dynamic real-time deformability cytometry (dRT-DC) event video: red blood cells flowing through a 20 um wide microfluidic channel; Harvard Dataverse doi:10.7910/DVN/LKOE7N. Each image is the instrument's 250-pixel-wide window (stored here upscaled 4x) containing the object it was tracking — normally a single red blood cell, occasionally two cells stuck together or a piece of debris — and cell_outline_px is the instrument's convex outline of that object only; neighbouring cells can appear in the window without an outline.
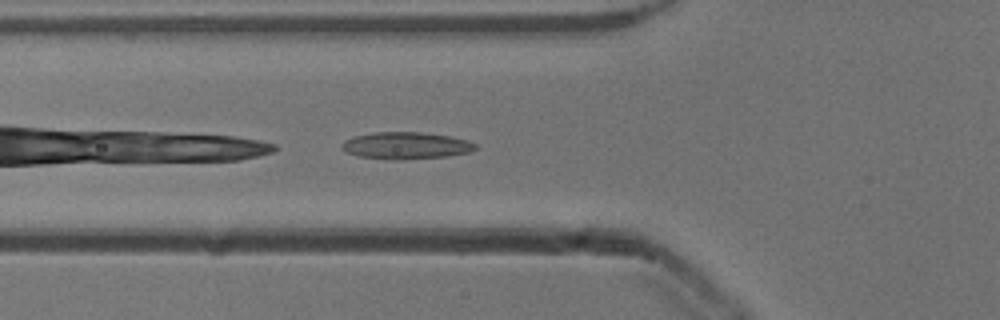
{"species": "common noctule bat (a hibernating species)", "species_latin": "Nyctalus noctula", "temperature_condition": "cold", "stored_images_in_passage": 32, "camera_frame_rate_fps": 3000, "um_per_image_px": 0.085, "animal": {"sex": "male", "body_mass_g": 13.3}, "frame": {"image": 1, "passage_image": 3, "time_ms": 0.667, "image_size_px": [1000, 320], "cell_outline_px": [[476, 148], [472, 152], [448, 156], [400, 160], [396, 160], [360, 156], [348, 152], [340, 148], [340, 144], [344, 140], [352, 136], [372, 132], [420, 132], [448, 136], [468, 140], [476, 144]], "centroid_in_image_um": [34.49, 12.37], "position_along_channel_um": 91.3, "area_um2": 21.1}}
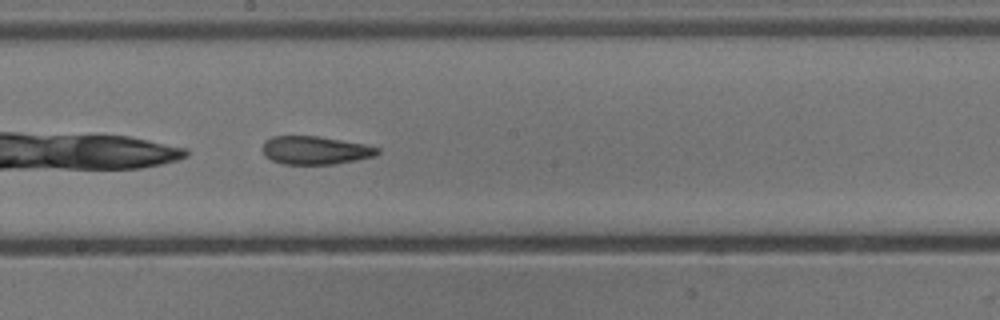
{"frame": {"image": 2, "passage_image": 13, "time_ms": 4.0, "image_size_px": [1000, 320], "cell_outline_px": [[380, 152], [376, 156], [336, 164], [284, 164], [272, 160], [264, 156], [264, 140], [272, 136], [320, 136], [364, 144], [380, 148]], "centroid_in_image_um": [26.82, 12.77], "position_along_channel_um": 221.4, "area_um2": 18.96}}
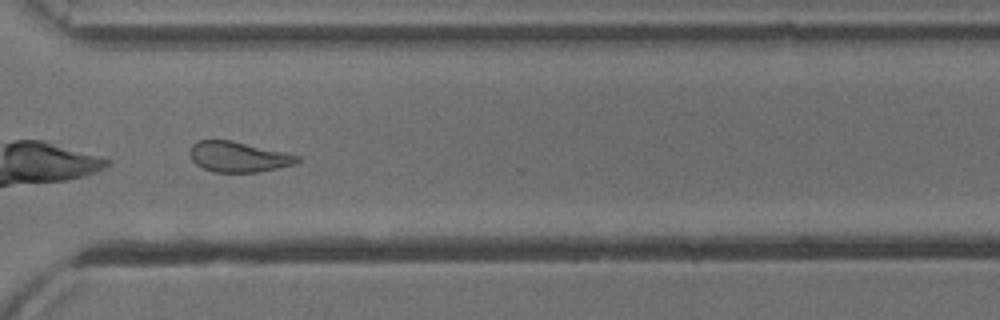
{"frame": {"image": 3, "passage_image": 23, "time_ms": 7.333, "image_size_px": [1000, 320], "cell_outline_px": [[300, 160], [296, 164], [256, 172], [216, 172], [204, 168], [196, 164], [192, 160], [188, 152], [192, 144], [196, 140], [232, 140], [284, 152], [300, 156]], "centroid_in_image_um": [20.23, 13.32], "position_along_channel_um": 350.4, "area_um2": 19.02}, "authors_computed_cell_mechanics": {"area_um2": 19.4497, "velocity_mm_per_s": 3.8758, "shape_relaxation_time_tau1_ms": null, "shape_relaxation_time_tau2_ms": 5.168, "deformation_change_tau1": null, "deformation_change_tau2": 0.1401}}